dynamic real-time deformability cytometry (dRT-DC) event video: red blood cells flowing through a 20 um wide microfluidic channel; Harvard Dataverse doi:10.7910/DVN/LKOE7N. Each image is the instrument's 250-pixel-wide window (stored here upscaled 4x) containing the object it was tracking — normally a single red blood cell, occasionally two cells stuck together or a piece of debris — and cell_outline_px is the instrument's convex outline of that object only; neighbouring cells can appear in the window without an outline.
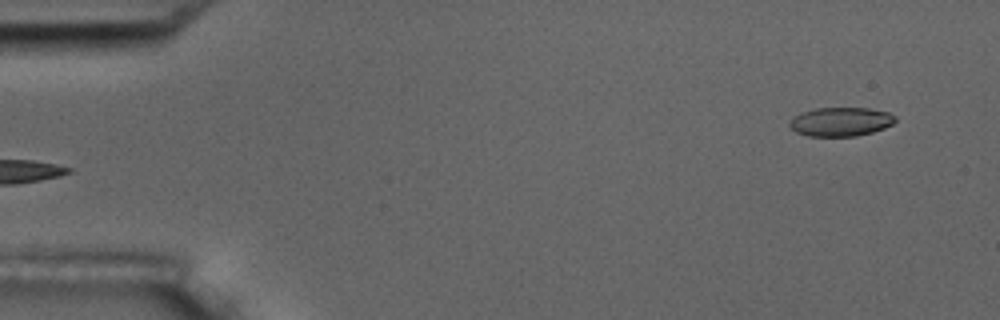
{"species": "common noctule bat (a hibernating species)", "species_latin": "Nyctalus noctula", "temperature_condition": "room temperature", "stored_images_in_passage": 6, "segment_of_instrument_passage": [2, 2], "camera_frame_rate_fps": 3000, "um_per_image_px": 0.085, "animal": {"sex": "male", "body_mass_g": 17.5, "forearm_length_mm": 52.3}, "frame": {"image": 1, "passage_image": 6, "time_ms": 5.667, "image_size_px": [1000, 320], "cell_outline_px": [[896, 120], [892, 124], [884, 128], [872, 132], [856, 136], [808, 136], [796, 132], [788, 124], [792, 116], [800, 112], [816, 108], [868, 108], [888, 112], [896, 116]], "centroid_in_image_um": [71.44, 10.34], "position_along_channel_um": 13.6, "area_um2": 17.92}}